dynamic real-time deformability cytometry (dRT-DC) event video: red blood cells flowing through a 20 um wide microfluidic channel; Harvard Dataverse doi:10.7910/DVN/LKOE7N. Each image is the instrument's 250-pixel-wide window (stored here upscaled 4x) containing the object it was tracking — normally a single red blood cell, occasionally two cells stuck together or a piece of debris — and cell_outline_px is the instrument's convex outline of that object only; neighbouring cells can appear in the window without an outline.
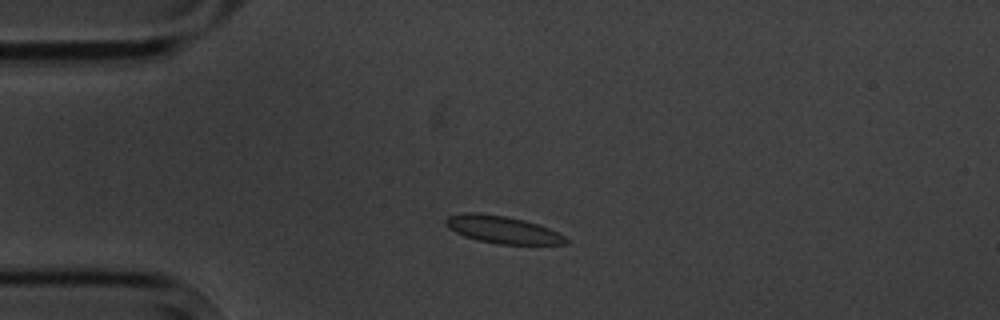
{"species": "common noctule bat (a hibernating species)", "species_latin": "Nyctalus noctula", "temperature_condition": "cold", "stored_images_in_passage": 4, "camera_frame_rate_fps": 3000, "um_per_image_px": 0.085, "animal": {"sex": "male", "body_mass_g": 20.1, "forearm_length_mm": 53.5}, "frame": {"image": 1, "passage_image": 3, "time_ms": 2.333, "image_size_px": [1000, 320], "cell_outline_px": [[568, 244], [496, 244], [476, 240], [464, 236], [448, 228], [444, 224], [444, 220], [448, 216], [464, 212], [480, 212], [504, 216], [524, 220], [548, 228], [564, 236], [568, 240]], "centroid_in_image_um": [42.65, 19.51], "position_along_channel_um": 42.4, "area_um2": 19.19}}